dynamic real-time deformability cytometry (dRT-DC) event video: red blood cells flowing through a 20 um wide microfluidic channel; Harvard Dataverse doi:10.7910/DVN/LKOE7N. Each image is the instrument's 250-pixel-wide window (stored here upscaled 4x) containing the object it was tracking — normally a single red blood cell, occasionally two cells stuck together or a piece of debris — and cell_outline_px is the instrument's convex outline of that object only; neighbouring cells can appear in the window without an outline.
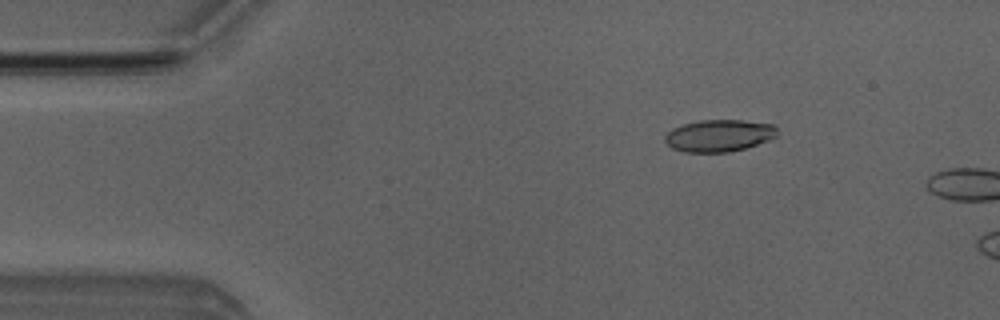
{"species": "Egyptian fruit bat (a non-hibernating species)", "species_latin": "Rousettus aegyptiacus", "temperature_condition": "room temperature", "stored_images_in_passage": 3, "camera_frame_rate_fps": 3000, "um_per_image_px": 0.085, "animal": {"sex": "male"}, "frame": {"image": 1, "passage_image": 2, "time_ms": 1.333, "image_size_px": [1000, 320], "cell_outline_px": [[776, 136], [768, 140], [744, 148], [728, 152], [684, 152], [672, 148], [664, 140], [664, 136], [672, 128], [684, 124], [700, 120], [740, 120], [776, 124]], "centroid_in_image_um": [61.1, 11.52], "position_along_channel_um": 23.9, "area_um2": 20.87}}